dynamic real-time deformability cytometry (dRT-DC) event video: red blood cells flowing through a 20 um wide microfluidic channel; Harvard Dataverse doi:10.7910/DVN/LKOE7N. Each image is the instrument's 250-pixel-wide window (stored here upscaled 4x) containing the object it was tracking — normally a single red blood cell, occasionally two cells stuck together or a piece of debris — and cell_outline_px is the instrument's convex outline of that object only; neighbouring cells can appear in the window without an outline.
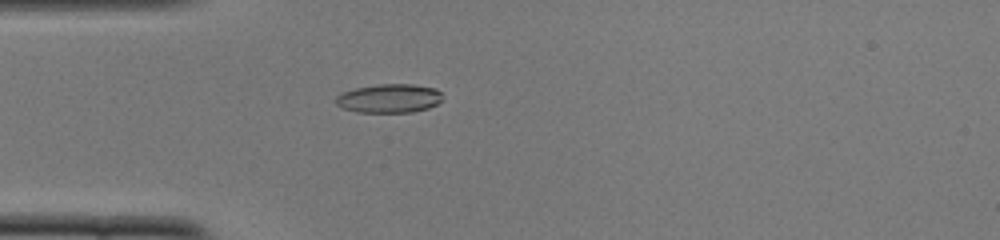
{"species": "common noctule bat (a hibernating species)", "species_latin": "Nyctalus noctula", "temperature_condition": "cold", "stored_images_in_passage": 52, "camera_frame_rate_fps": 3000, "um_per_image_px": 0.085, "animal": {"sex": "female", "body_mass_g": 22.0, "forearm_length_mm": 56.7}, "frame": {"image": 1, "passage_image": 15, "time_ms": 4.667, "image_size_px": [1000, 240], "cell_outline_px": [[440, 100], [436, 104], [428, 108], [412, 112], [356, 112], [344, 108], [336, 104], [336, 96], [340, 92], [356, 88], [380, 84], [412, 84], [436, 88], [440, 92]], "centroid_in_image_um": [33.05, 8.36], "position_along_channel_um": 52.0, "area_um2": 17.8}}
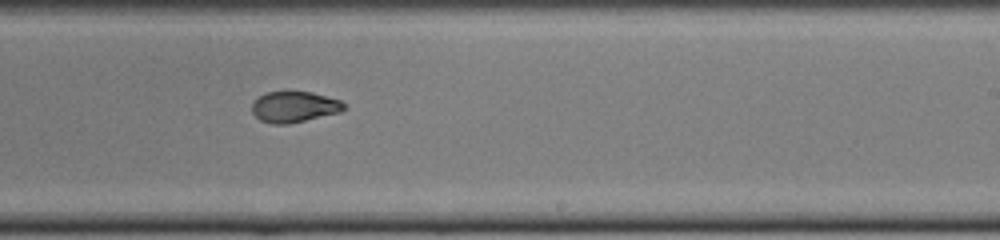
{"frame": {"image": 2, "passage_image": 32, "time_ms": 10.333, "image_size_px": [1000, 240], "cell_outline_px": [[344, 108], [340, 112], [288, 124], [272, 124], [260, 120], [252, 112], [252, 104], [260, 96], [268, 92], [312, 92], [340, 100], [344, 104]], "centroid_in_image_um": [25.0, 9.09], "position_along_channel_um": 264.0, "area_um2": 16.3}}
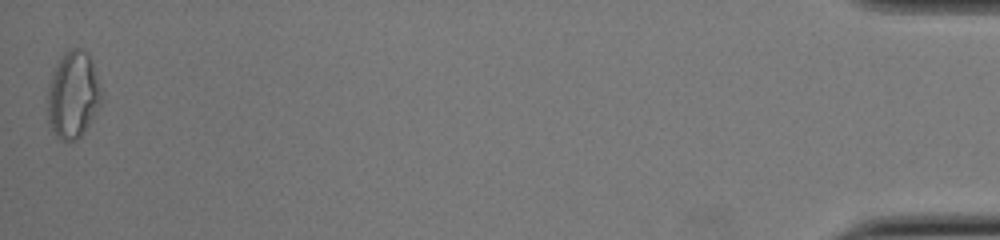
{"frame": {"image": 3, "passage_image": 52, "time_ms": 17.0, "image_size_px": [1000, 240], "cell_outline_px": [[104, 100], [84, 132], [76, 140], [60, 140], [56, 136], [48, 124], [48, 84], [52, 72], [60, 56], [68, 48], [80, 48], [88, 52], [92, 60], [104, 96]], "centroid_in_image_um": [6.23, 8.03], "position_along_channel_um": 429.0, "area_um2": 27.92}, "authors_computed_cell_mechanics": {"area_um2": 17.5134, "velocity_mm_per_s": 3.8738, "shape_relaxation_time_tau1_ms": null, "shape_relaxation_time_tau2_ms": 1.3409, "deformation_change_tau1": null, "deformation_change_tau2": 0.0559}}